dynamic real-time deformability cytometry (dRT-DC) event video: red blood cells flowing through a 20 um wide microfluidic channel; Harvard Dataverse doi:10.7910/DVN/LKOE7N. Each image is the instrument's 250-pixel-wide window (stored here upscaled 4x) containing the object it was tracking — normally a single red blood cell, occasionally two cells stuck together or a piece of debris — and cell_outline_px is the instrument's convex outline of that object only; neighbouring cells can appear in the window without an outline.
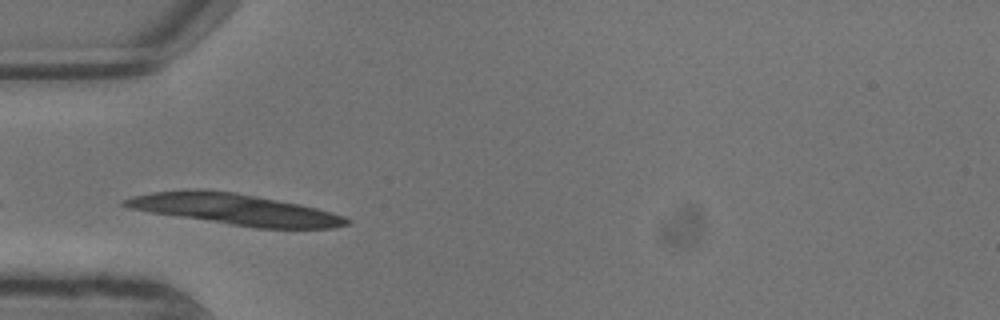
{"species": "common noctule bat (a hibernating species)", "species_latin": "Nyctalus noctula", "temperature_condition": "warm", "stored_images_in_passage": 2, "camera_frame_rate_fps": 3000, "um_per_image_px": 0.085, "animal": {"sex": "male", "body_mass_g": 13.3}, "frame": {"image": 1, "passage_image": 1, "time_ms": 0.0, "image_size_px": [1000, 320], "cell_outline_px": [[352, 220], [348, 224], [332, 228], [252, 228], [152, 212], [132, 208], [120, 204], [120, 200], [132, 196], [152, 192], [196, 188], [204, 188], [236, 192], [300, 204], [316, 208], [344, 216]], "centroid_in_image_um": [19.95, 17.78], "position_along_channel_um": 65.0, "area_um2": 40.23}}
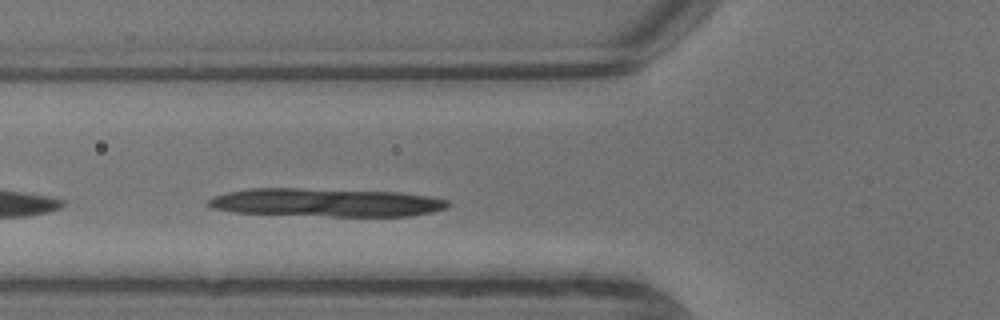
{"frame": {"image": 2, "passage_image": 2, "time_ms": 0.333, "image_size_px": [1000, 320], "cell_outline_px": [[452, 204], [444, 208], [432, 212], [412, 216], [332, 216], [232, 212], [212, 208], [208, 204], [208, 200], [212, 196], [228, 192], [248, 188], [296, 188], [400, 192], [428, 196], [448, 200]], "centroid_in_image_um": [27.72, 17.21], "position_along_channel_um": 98.1, "area_um2": 39.54}}